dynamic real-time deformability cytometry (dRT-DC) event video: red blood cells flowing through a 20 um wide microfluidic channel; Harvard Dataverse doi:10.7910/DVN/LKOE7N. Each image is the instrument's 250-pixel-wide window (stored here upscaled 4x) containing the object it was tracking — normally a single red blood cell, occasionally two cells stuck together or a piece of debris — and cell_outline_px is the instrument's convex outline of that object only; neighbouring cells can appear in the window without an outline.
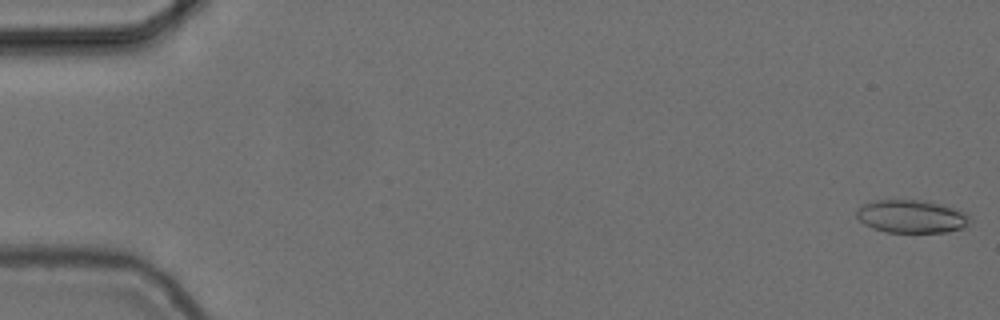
{"species": "common noctule bat (a hibernating species)", "species_latin": "Nyctalus noctula", "temperature_condition": "cold", "stored_images_in_passage": 10, "camera_frame_rate_fps": 3000, "um_per_image_px": 0.085, "animal": {"sex": "female", "body_mass_g": 24.6, "forearm_length_mm": 56.2}, "frame": {"image": 1, "passage_image": 1, "time_ms": 0.0, "image_size_px": [1000, 320], "cell_outline_px": [[972, 220], [964, 228], [948, 232], [884, 232], [872, 228], [864, 224], [856, 216], [856, 208], [864, 204], [876, 200], [924, 200], [964, 212]], "centroid_in_image_um": [77.45, 18.41], "position_along_channel_um": 7.6, "area_um2": 21.73}}